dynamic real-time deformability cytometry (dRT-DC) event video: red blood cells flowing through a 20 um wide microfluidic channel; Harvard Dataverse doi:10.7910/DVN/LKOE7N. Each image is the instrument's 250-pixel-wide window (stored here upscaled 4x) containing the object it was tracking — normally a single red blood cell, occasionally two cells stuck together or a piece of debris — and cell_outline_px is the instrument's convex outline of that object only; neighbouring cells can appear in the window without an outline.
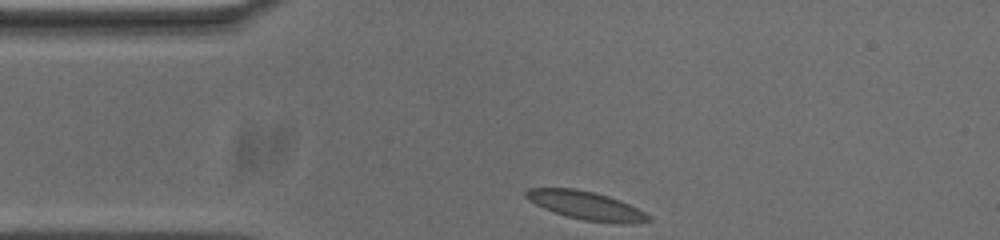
{"species": "common noctule bat (a hibernating species)", "species_latin": "Nyctalus noctula", "temperature_condition": "cold", "stored_images_in_passage": 34, "camera_frame_rate_fps": 3000, "um_per_image_px": 0.085, "animal": {"sex": "male", "body_mass_g": 20.0, "forearm_length_mm": 53.3}, "frame": {"image": 1, "passage_image": 1, "time_ms": 0.0, "image_size_px": [1000, 240], "cell_outline_px": [[652, 220], [624, 224], [620, 224], [584, 220], [568, 216], [544, 208], [528, 200], [524, 196], [524, 192], [528, 188], [572, 188], [592, 192], [608, 196], [620, 200], [652, 216]], "centroid_in_image_um": [49.81, 17.47], "position_along_channel_um": 35.2, "area_um2": 20.0}}
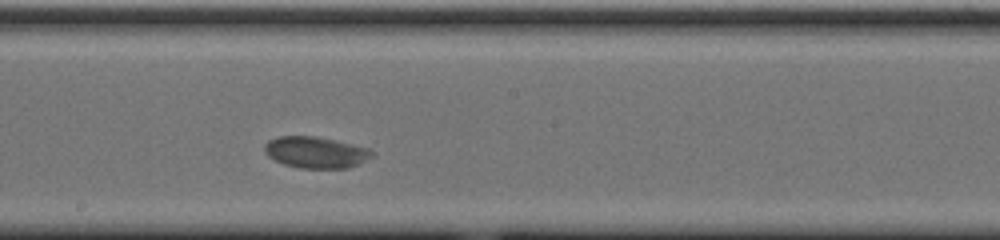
{"frame": {"image": 2, "passage_image": 19, "time_ms": 6.0, "image_size_px": [1000, 240], "cell_outline_px": [[372, 156], [348, 168], [300, 168], [284, 164], [268, 156], [264, 152], [264, 144], [268, 140], [280, 136], [312, 136], [352, 144], [368, 148], [372, 152]], "centroid_in_image_um": [26.78, 12.95], "position_along_channel_um": 221.4, "area_um2": 19.31}}
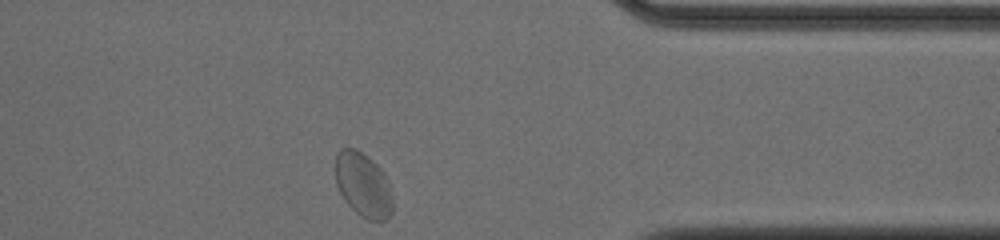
{"frame": {"image": 3, "passage_image": 34, "time_ms": 11.0, "image_size_px": [1000, 240], "cell_outline_px": [[392, 212], [384, 220], [368, 220], [360, 216], [344, 200], [336, 184], [336, 152], [340, 148], [356, 148], [372, 160], [384, 172], [392, 196]], "centroid_in_image_um": [30.86, 15.7], "position_along_channel_um": 380.5, "area_um2": 21.39}, "authors_computed_cell_mechanics": {"area_um2": 19.5942, "velocity_mm_per_s": 3.5443, "shape_relaxation_time_tau1_ms": 5.3235, "shape_relaxation_time_tau2_ms": null, "deformation_change_tau1": 0.1863, "deformation_change_tau2": null}}